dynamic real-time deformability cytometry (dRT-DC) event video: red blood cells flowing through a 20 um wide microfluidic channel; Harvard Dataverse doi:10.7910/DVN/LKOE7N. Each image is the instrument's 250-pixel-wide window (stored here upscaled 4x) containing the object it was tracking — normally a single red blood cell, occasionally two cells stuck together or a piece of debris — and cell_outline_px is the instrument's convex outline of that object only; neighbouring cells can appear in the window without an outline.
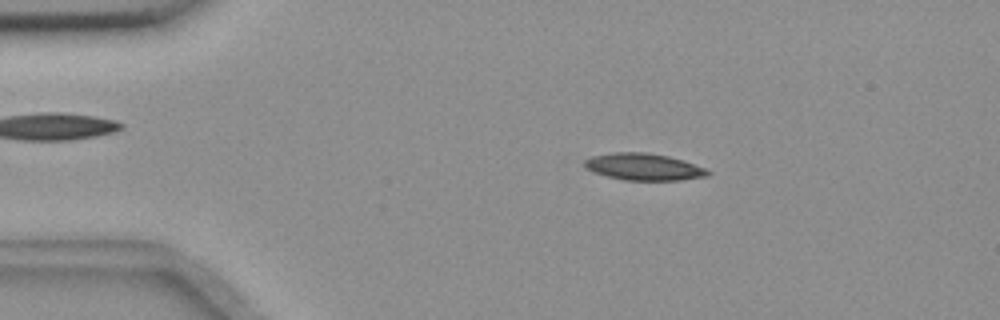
{"species": "common noctule bat (a hibernating species)", "species_latin": "Nyctalus noctula", "temperature_condition": "room temperature", "stored_images_in_passage": 51, "camera_frame_rate_fps": 3000, "um_per_image_px": 0.085, "animal": {"sex": "female", "body_mass_g": 18.4}, "frame": {"image": 1, "passage_image": 6, "time_ms": 1.667, "image_size_px": [1000, 320], "cell_outline_px": [[712, 172], [708, 176], [680, 180], [624, 180], [592, 172], [584, 164], [584, 160], [592, 156], [612, 152], [648, 152], [668, 156], [684, 160], [704, 168]], "centroid_in_image_um": [54.73, 14.17], "position_along_channel_um": 30.3, "area_um2": 19.31}}
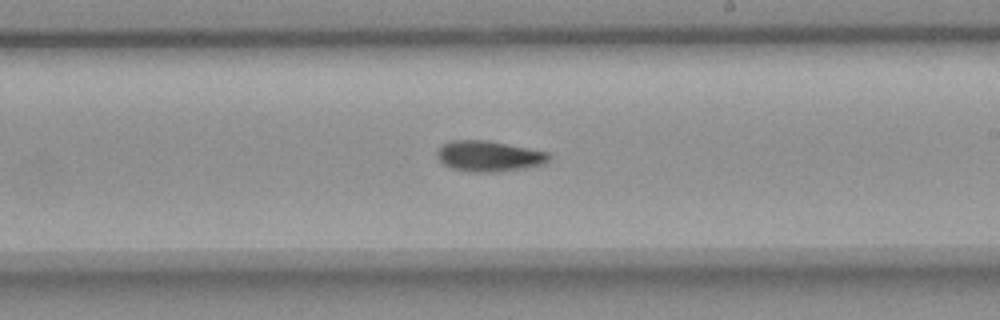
{"frame": {"image": 2, "passage_image": 28, "time_ms": 9.0, "image_size_px": [1000, 320], "cell_outline_px": [[552, 160], [544, 164], [524, 168], [496, 172], [468, 172], [452, 168], [444, 164], [436, 156], [436, 152], [448, 140], [488, 140], [548, 152], [552, 156]], "centroid_in_image_um": [41.59, 13.27], "position_along_channel_um": 247.4, "area_um2": 20.17}}
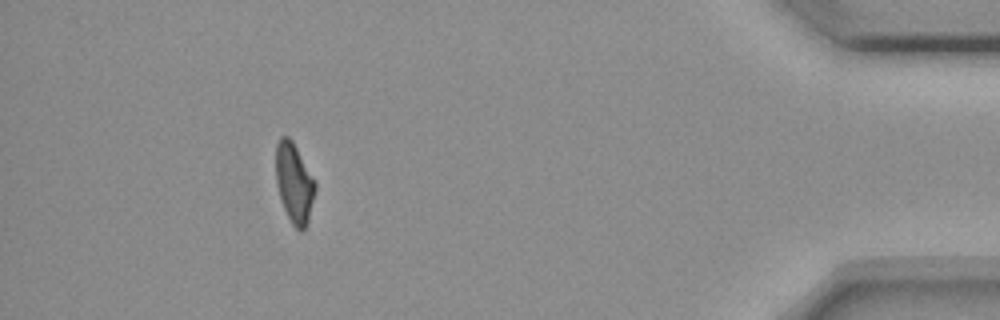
{"frame": {"image": 3, "passage_image": 46, "time_ms": 15.0, "image_size_px": [1000, 320], "cell_outline_px": [[316, 188], [308, 220], [304, 228], [300, 232], [292, 224], [284, 208], [276, 184], [276, 144], [280, 136], [288, 136], [292, 140], [316, 180]], "centroid_in_image_um": [25.01, 15.51], "position_along_channel_um": 410.2, "area_um2": 18.26}, "authors_computed_cell_mechanics": {"area_um2": 19.3052, "velocity_mm_per_s": 3.673, "shape_relaxation_time_tau1_ms": 6.2252, "shape_relaxation_time_tau2_ms": null, "deformation_change_tau1": 0.1662, "deformation_change_tau2": null}}